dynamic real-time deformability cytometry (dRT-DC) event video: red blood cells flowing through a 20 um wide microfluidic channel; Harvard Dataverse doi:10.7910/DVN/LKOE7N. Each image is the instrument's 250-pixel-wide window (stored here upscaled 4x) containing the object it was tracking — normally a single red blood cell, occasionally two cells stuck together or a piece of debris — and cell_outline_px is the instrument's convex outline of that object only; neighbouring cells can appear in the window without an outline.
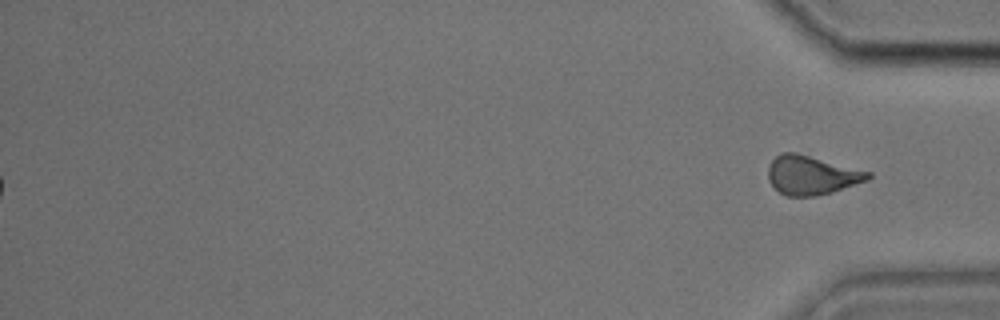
{"species": "common noctule bat (a hibernating species)", "species_latin": "Nyctalus noctula", "temperature_condition": "cold", "stored_images_in_passage": 31, "camera_frame_rate_fps": 3000, "um_per_image_px": 0.085, "animal": {"sex": "male", "body_mass_g": 17.9, "forearm_length_mm": 54.2}, "frame": {"image": 1, "passage_image": 31, "time_ms": 10.0, "image_size_px": [1000, 320], "cell_outline_px": [[872, 176], [864, 180], [828, 192], [804, 196], [792, 196], [780, 192], [772, 184], [768, 176], [768, 172], [772, 160], [776, 156], [788, 152], [868, 172]], "centroid_in_image_um": [68.9, 14.9], "position_along_channel_um": 366.3, "area_um2": 20.81}}